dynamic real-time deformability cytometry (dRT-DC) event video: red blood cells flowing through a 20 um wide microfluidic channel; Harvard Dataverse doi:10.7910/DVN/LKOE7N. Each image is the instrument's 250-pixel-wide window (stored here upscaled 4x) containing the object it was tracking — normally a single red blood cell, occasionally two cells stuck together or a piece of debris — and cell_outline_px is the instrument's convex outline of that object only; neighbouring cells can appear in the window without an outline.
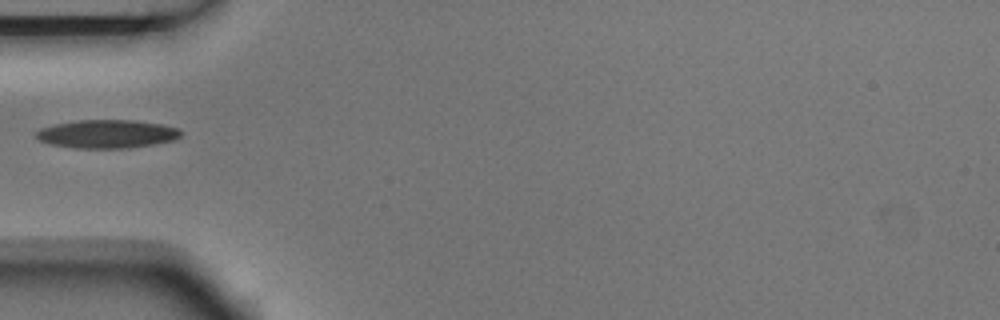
{"species": "Egyptian fruit bat (a non-hibernating species)", "species_latin": "Rousettus aegyptiacus", "temperature_condition": "room temperature", "stored_images_in_passage": 5, "camera_frame_rate_fps": 3000, "um_per_image_px": 0.085, "animal": {"sex": "male"}, "frame": {"image": 1, "passage_image": 4, "time_ms": 1.0, "image_size_px": [1000, 320], "cell_outline_px": [[184, 132], [180, 136], [172, 140], [152, 144], [128, 148], [76, 148], [52, 144], [40, 140], [36, 136], [36, 132], [40, 128], [56, 124], [76, 120], [132, 120], [160, 124], [180, 128]], "centroid_in_image_um": [9.12, 11.38], "position_along_channel_um": 75.9, "area_um2": 23.76}}
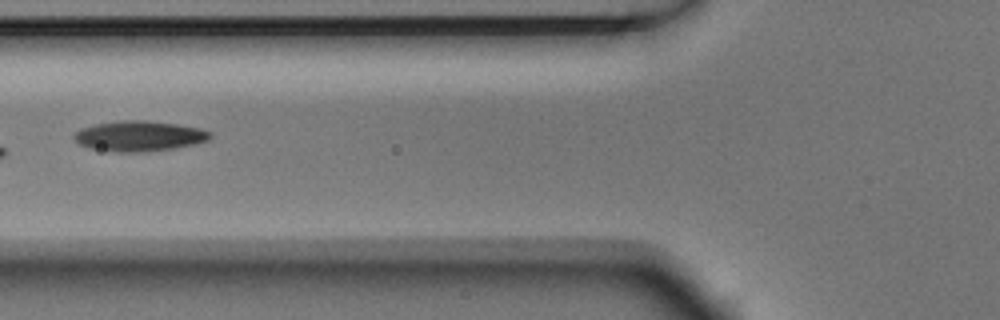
{"frame": {"image": 2, "passage_image": 5, "time_ms": 1.333, "image_size_px": [1000, 320], "cell_outline_px": [[212, 136], [208, 140], [196, 144], [176, 148], [144, 152], [116, 152], [88, 148], [80, 144], [72, 136], [80, 128], [96, 124], [124, 120], [144, 120], [176, 124], [200, 128], [212, 132]], "centroid_in_image_um": [11.85, 11.57], "position_along_channel_um": 113.9, "area_um2": 24.16}}